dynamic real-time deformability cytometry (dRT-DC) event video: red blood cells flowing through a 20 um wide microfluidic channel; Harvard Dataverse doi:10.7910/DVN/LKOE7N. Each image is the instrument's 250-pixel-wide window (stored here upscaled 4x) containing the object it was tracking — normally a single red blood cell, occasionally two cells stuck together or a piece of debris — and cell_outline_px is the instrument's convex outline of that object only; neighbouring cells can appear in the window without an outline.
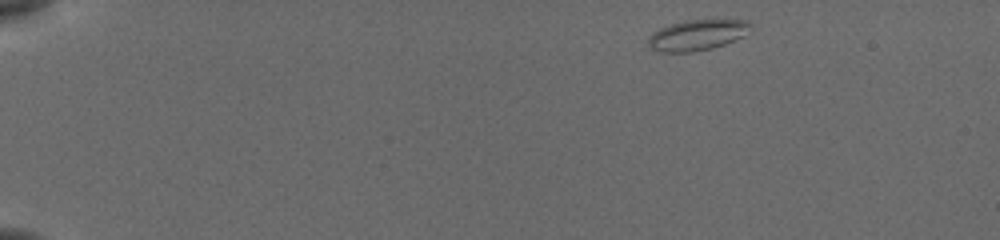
{"species": "common noctule bat (a hibernating species)", "species_latin": "Nyctalus noctula", "temperature_condition": "cold", "stored_images_in_passage": 47, "camera_frame_rate_fps": 3000, "um_per_image_px": 0.085, "animal": {"sex": "female", "body_mass_g": 19.5, "forearm_length_mm": 54.1}, "frame": {"image": 1, "passage_image": 1, "time_ms": 0.0, "image_size_px": [1000, 240], "cell_outline_px": [[752, 24], [744, 36], [736, 40], [712, 48], [692, 52], [660, 52], [648, 48], [648, 40], [660, 28], [684, 20], [748, 20]], "centroid_in_image_um": [59.28, 2.99], "position_along_channel_um": 25.7, "area_um2": 18.15}}
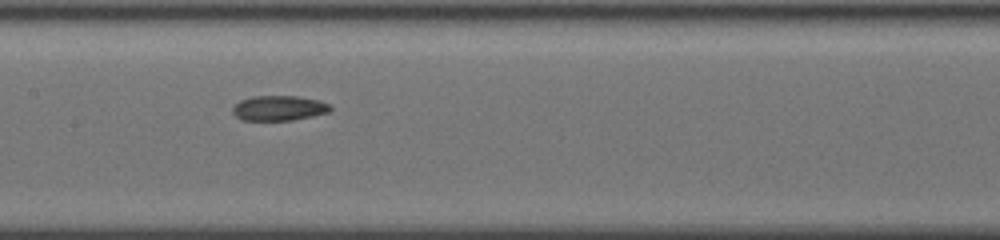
{"frame": {"image": 2, "passage_image": 22, "time_ms": 7.0, "image_size_px": [1000, 240], "cell_outline_px": [[332, 108], [328, 112], [312, 116], [292, 120], [240, 120], [232, 112], [232, 108], [240, 100], [252, 96], [296, 96], [320, 100], [328, 104]], "centroid_in_image_um": [23.69, 9.18], "position_along_channel_um": 183.7, "area_um2": 14.22}}
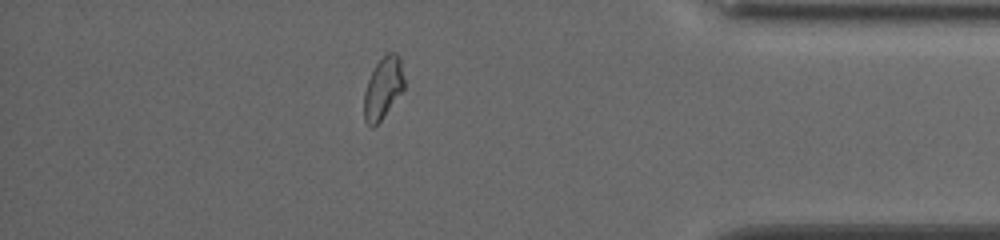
{"frame": {"image": 3, "passage_image": 41, "time_ms": 13.333, "image_size_px": [1000, 240], "cell_outline_px": [[404, 88], [380, 120], [372, 128], [364, 120], [364, 92], [368, 80], [376, 64], [388, 52], [396, 52], [400, 56], [404, 80]], "centroid_in_image_um": [32.56, 7.46], "position_along_channel_um": 402.6, "area_um2": 14.16}, "authors_computed_cell_mechanics": {"area_um2": 14.6234, "velocity_mm_per_s": 3.8544, "shape_relaxation_time_tau1_ms": null, "shape_relaxation_time_tau2_ms": 2.5044, "deformation_change_tau1": null, "deformation_change_tau2": 0.061}}